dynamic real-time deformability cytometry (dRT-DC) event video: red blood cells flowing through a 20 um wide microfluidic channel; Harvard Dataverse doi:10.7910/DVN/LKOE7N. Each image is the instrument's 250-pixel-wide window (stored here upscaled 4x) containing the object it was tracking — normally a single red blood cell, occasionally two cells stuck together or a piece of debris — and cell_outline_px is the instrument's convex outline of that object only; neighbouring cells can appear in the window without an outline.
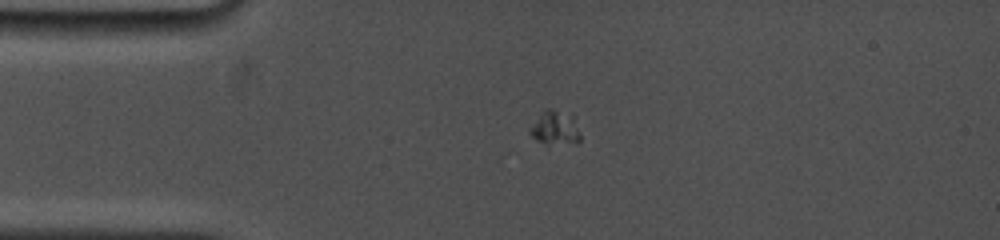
{"species": "common noctule bat (a hibernating species)", "species_latin": "Nyctalus noctula", "temperature_condition": "cold", "stored_images_in_passage": 22, "camera_frame_rate_fps": 5000, "um_per_image_px": 0.085, "animal": {"sex": "female", "body_mass_g": 19.0, "forearm_length_mm": 53.3}, "frame": {"image": 1, "passage_image": 7, "time_ms": 3.8, "image_size_px": [1000, 240], "cell_outline_px": [[580, 140], [548, 144], [536, 140], [528, 132], [528, 128], [544, 108], [552, 108], [572, 112], [580, 136]], "centroid_in_image_um": [47.13, 10.78], "position_along_channel_um": 37.9, "area_um2": 10.06}}
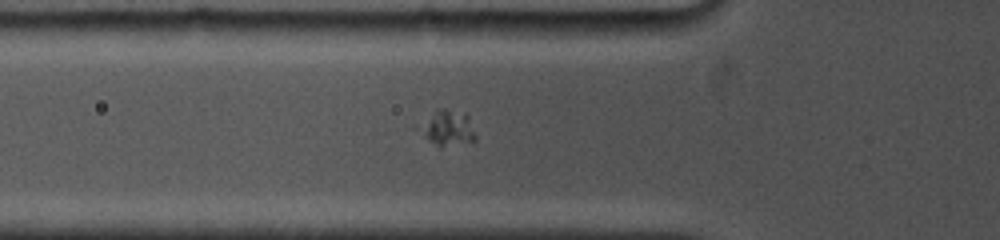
{"frame": {"image": 2, "passage_image": 10, "time_ms": 5.8, "image_size_px": [1000, 240], "cell_outline_px": [[476, 140], [440, 148], [424, 136], [428, 124], [436, 108], [440, 108], [468, 116], [476, 136]], "centroid_in_image_um": [38.2, 10.94], "position_along_channel_um": 87.6, "area_um2": 10.35}}
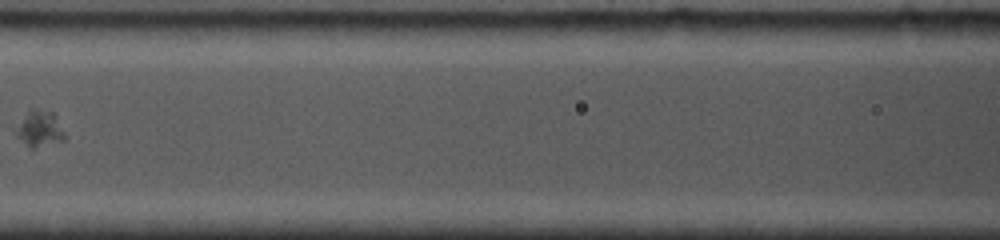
{"frame": {"image": 3, "passage_image": 13, "time_ms": 7.8, "image_size_px": [1000, 240], "cell_outline_px": [[68, 136], [64, 140], [36, 148], [32, 148], [16, 136], [16, 124], [32, 108], [52, 112], [56, 116]], "centroid_in_image_um": [3.41, 10.95], "position_along_channel_um": 163.2, "area_um2": 10.29}}